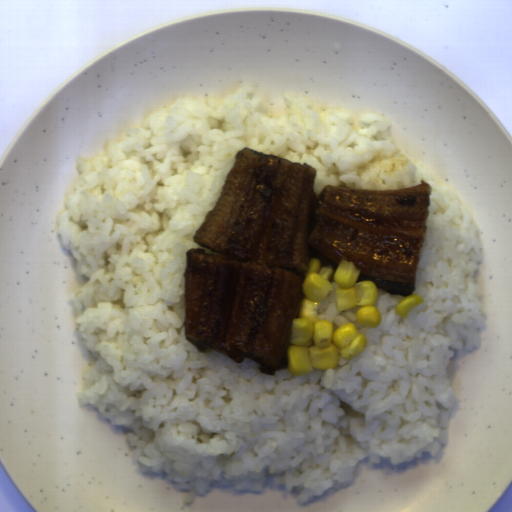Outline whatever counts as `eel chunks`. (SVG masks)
Instances as JSON below:
<instances>
[{
	"label": "eel chunks",
	"mask_w": 512,
	"mask_h": 512,
	"mask_svg": "<svg viewBox=\"0 0 512 512\" xmlns=\"http://www.w3.org/2000/svg\"><path fill=\"white\" fill-rule=\"evenodd\" d=\"M311 166L243 149L187 251L184 337L202 353L288 367L309 263L360 270L357 281L405 298L416 291L432 186L369 191L325 186Z\"/></svg>",
	"instance_id": "obj_1"
}]
</instances>
